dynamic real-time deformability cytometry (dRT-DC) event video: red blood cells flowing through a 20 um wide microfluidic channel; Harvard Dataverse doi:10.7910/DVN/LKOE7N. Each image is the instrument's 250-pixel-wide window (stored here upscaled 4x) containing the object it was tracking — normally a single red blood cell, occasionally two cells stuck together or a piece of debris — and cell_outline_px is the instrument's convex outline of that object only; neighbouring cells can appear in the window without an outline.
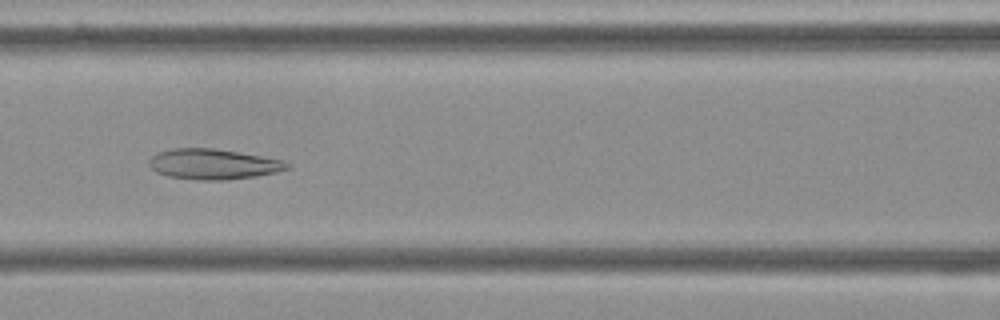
{"species": "Egyptian fruit bat (a non-hibernating species)", "species_latin": "Rousettus aegyptiacus", "temperature_condition": "cold", "stored_images_in_passage": 55, "camera_frame_rate_fps": 3000, "um_per_image_px": 0.085, "frame": {"image": 1, "passage_image": 24, "time_ms": 7.667, "image_size_px": [1000, 320], "cell_outline_px": [[292, 164], [288, 168], [276, 172], [256, 176], [224, 180], [196, 180], [168, 176], [156, 172], [148, 164], [148, 160], [156, 152], [172, 148], [212, 148], [284, 160]], "centroid_in_image_um": [18.09, 13.95], "position_along_channel_um": 148.5, "area_um2": 24.45}}
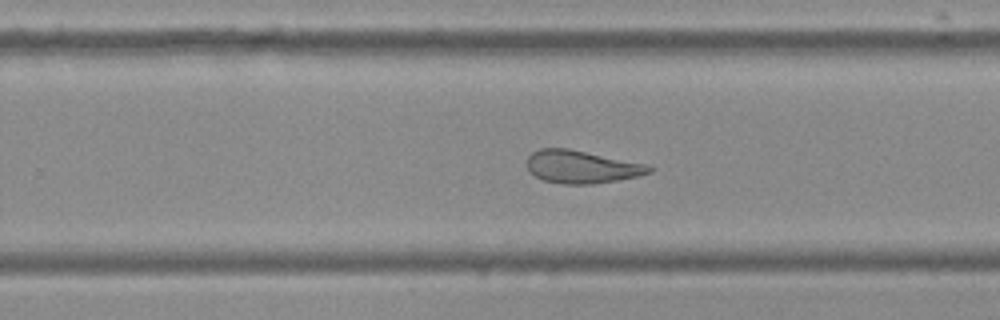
{"frame": {"image": 2, "passage_image": 35, "time_ms": 11.333, "image_size_px": [1000, 320], "cell_outline_px": [[656, 168], [652, 172], [636, 176], [616, 180], [592, 184], [564, 184], [544, 180], [536, 176], [528, 168], [524, 160], [532, 152], [540, 148], [568, 148], [652, 164]], "centroid_in_image_um": [49.49, 14.16], "position_along_channel_um": 280.3, "area_um2": 23.7}}
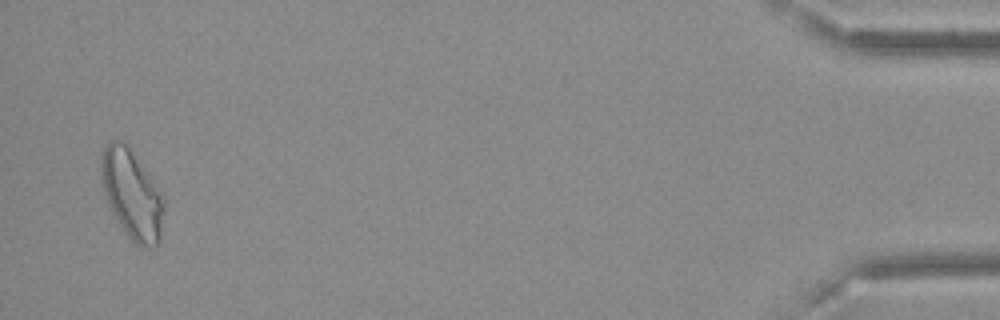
{"frame": {"image": 3, "passage_image": 54, "time_ms": 17.667, "image_size_px": [1000, 320], "cell_outline_px": [[164, 208], [160, 240], [156, 248], [140, 248], [124, 232], [112, 212], [104, 188], [100, 172], [100, 152], [112, 140], [120, 140], [128, 148], [148, 172], [164, 196]], "centroid_in_image_um": [11.23, 16.57], "position_along_channel_um": 424.0, "area_um2": 32.48}, "authors_computed_cell_mechanics": {"area_um2": 26.8192, "velocity_mm_per_s": 3.6039, "shape_relaxation_time_tau1_ms": null, "shape_relaxation_time_tau2_ms": 2.5063, "deformation_change_tau1": null, "deformation_change_tau2": 0.1146}}